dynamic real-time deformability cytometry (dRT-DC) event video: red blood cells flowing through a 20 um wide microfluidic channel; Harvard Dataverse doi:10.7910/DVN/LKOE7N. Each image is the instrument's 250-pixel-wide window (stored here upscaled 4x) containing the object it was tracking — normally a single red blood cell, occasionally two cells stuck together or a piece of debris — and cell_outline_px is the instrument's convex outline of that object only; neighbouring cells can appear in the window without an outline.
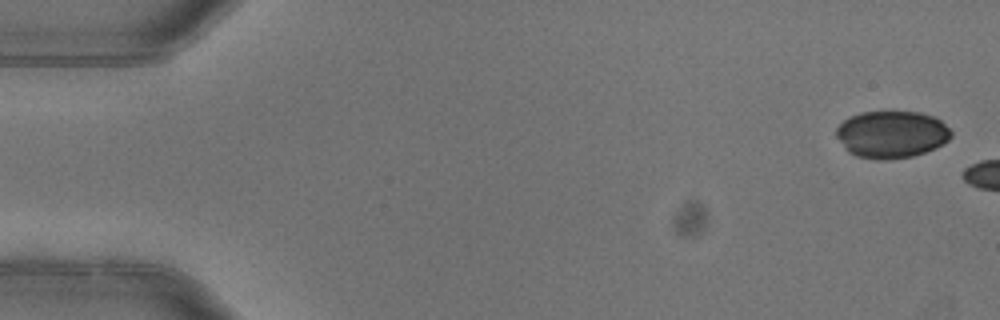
{"species": "common noctule bat (a hibernating species)", "species_latin": "Nyctalus noctula", "temperature_condition": "warm", "stored_images_in_passage": 2, "camera_frame_rate_fps": 3000, "um_per_image_px": 0.085, "animal": {"sex": "female"}, "frame": {"image": 1, "passage_image": 1, "time_ms": 0.0, "image_size_px": [1000, 320], "cell_outline_px": [[952, 136], [944, 144], [936, 148], [912, 156], [888, 160], [876, 160], [856, 156], [848, 152], [836, 136], [836, 128], [848, 116], [860, 112], [920, 112], [932, 116], [940, 120], [952, 132]], "centroid_in_image_um": [75.77, 11.43], "position_along_channel_um": 9.2, "area_um2": 31.73}}